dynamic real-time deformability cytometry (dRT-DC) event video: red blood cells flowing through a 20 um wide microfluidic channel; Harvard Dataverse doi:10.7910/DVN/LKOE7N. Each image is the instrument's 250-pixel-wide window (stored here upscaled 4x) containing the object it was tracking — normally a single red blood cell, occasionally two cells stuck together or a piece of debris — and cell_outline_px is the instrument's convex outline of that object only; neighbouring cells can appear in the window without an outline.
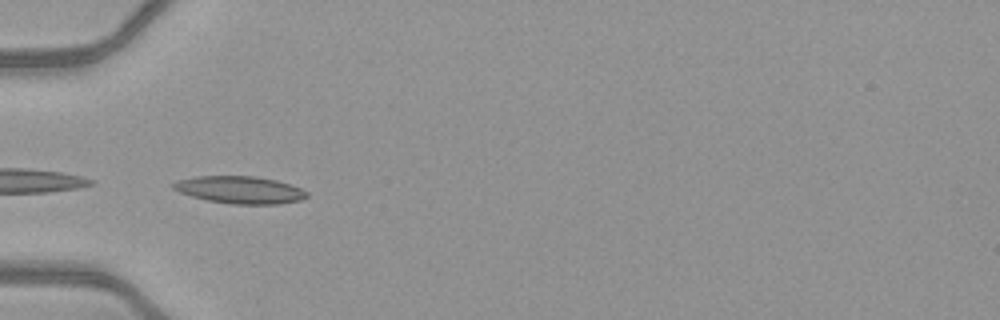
{"species": "common noctule bat (a hibernating species)", "species_latin": "Nyctalus noctula", "temperature_condition": "warm", "stored_images_in_passage": 6, "camera_frame_rate_fps": 3000, "um_per_image_px": 0.085, "animal": {"sex": "female", "body_mass_g": 21.9}, "frame": {"image": 1, "passage_image": 1, "time_ms": 0.0, "image_size_px": [1000, 320], "cell_outline_px": [[308, 196], [300, 200], [280, 204], [232, 204], [208, 200], [192, 196], [180, 192], [172, 188], [172, 184], [176, 180], [196, 176], [252, 176], [276, 180], [300, 188], [308, 192]], "centroid_in_image_um": [20.38, 16.13], "position_along_channel_um": 64.6, "area_um2": 21.15}}
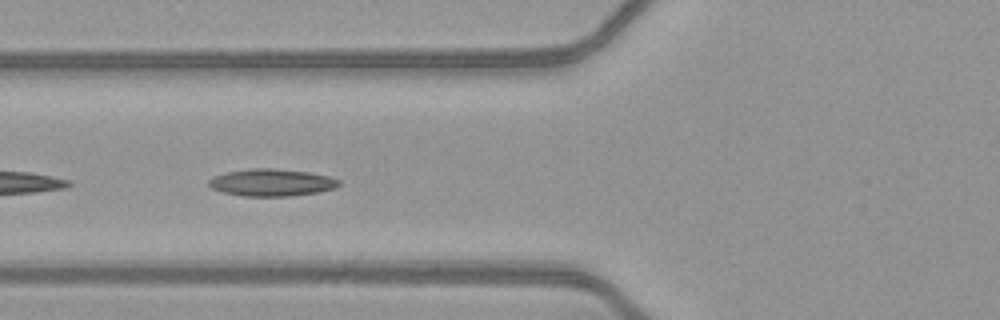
{"frame": {"image": 2, "passage_image": 4, "time_ms": 1.0, "image_size_px": [1000, 320], "cell_outline_px": [[340, 184], [336, 188], [320, 192], [292, 196], [244, 196], [220, 192], [212, 188], [208, 184], [208, 180], [212, 176], [228, 172], [248, 168], [272, 168], [308, 172], [328, 176], [340, 180]], "centroid_in_image_um": [23.08, 15.52], "position_along_channel_um": 102.7, "area_um2": 20.81}}